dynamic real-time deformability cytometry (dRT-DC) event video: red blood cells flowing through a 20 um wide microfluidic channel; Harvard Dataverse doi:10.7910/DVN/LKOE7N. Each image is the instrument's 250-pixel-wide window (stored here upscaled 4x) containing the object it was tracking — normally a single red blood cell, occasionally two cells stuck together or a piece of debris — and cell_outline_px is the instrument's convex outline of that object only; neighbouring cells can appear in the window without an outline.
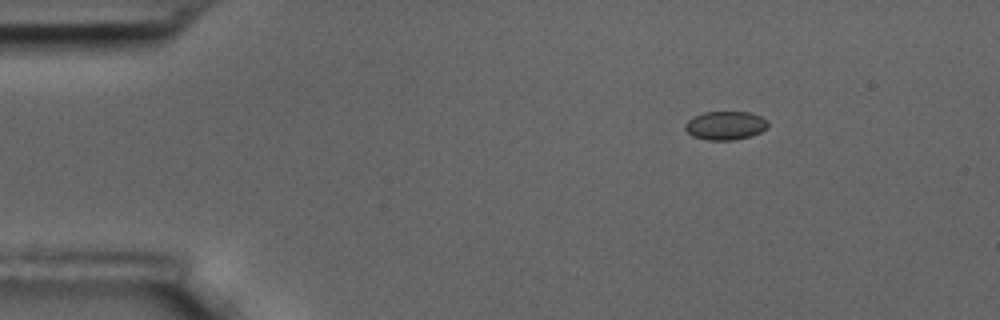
{"species": "common noctule bat (a hibernating species)", "species_latin": "Nyctalus noctula", "temperature_condition": "room temperature", "stored_images_in_passage": 6, "camera_frame_rate_fps": 3000, "um_per_image_px": 0.085, "animal": {"sex": "male", "body_mass_g": 17.5, "forearm_length_mm": 52.3}, "frame": {"image": 1, "passage_image": 1, "time_ms": 0.0, "image_size_px": [1000, 320], "cell_outline_px": [[768, 128], [752, 136], [732, 140], [708, 140], [692, 136], [684, 128], [684, 124], [688, 120], [704, 112], [752, 112], [768, 120]], "centroid_in_image_um": [61.69, 10.67], "position_along_channel_um": 23.3, "area_um2": 13.87}}
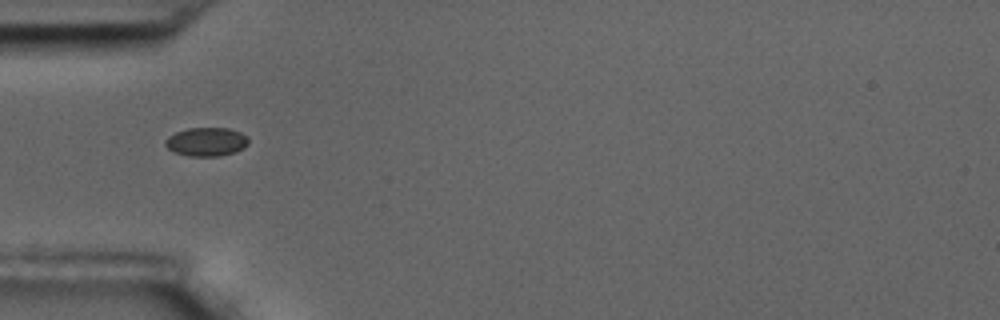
{"frame": {"image": 2, "passage_image": 4, "time_ms": 1.0, "image_size_px": [1000, 320], "cell_outline_px": [[248, 144], [244, 148], [236, 152], [220, 156], [188, 156], [176, 152], [168, 148], [164, 144], [164, 140], [168, 136], [176, 132], [188, 128], [228, 128], [240, 132], [248, 140]], "centroid_in_image_um": [17.53, 12.05], "position_along_channel_um": 67.5, "area_um2": 13.87}}